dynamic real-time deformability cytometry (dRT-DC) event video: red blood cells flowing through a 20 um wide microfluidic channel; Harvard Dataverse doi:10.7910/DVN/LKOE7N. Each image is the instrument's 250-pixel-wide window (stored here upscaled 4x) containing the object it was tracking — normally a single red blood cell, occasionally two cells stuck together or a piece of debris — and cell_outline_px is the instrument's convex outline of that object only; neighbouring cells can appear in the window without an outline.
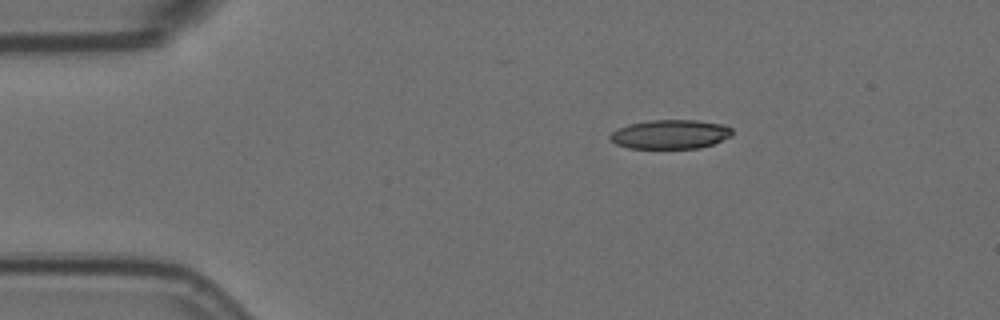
{"species": "Egyptian fruit bat (a non-hibernating species)", "species_latin": "Rousettus aegyptiacus", "temperature_condition": "room temperature", "stored_images_in_passage": 3, "camera_frame_rate_fps": 3000, "um_per_image_px": 0.085, "animal": {"sex": "female"}, "frame": {"image": 1, "passage_image": 1, "time_ms": 0.0, "image_size_px": [1000, 320], "cell_outline_px": [[732, 136], [712, 144], [700, 148], [628, 148], [616, 144], [608, 136], [612, 132], [628, 124], [648, 120], [696, 120], [724, 124], [732, 128]], "centroid_in_image_um": [56.99, 11.41], "position_along_channel_um": 28.0, "area_um2": 20.75}}